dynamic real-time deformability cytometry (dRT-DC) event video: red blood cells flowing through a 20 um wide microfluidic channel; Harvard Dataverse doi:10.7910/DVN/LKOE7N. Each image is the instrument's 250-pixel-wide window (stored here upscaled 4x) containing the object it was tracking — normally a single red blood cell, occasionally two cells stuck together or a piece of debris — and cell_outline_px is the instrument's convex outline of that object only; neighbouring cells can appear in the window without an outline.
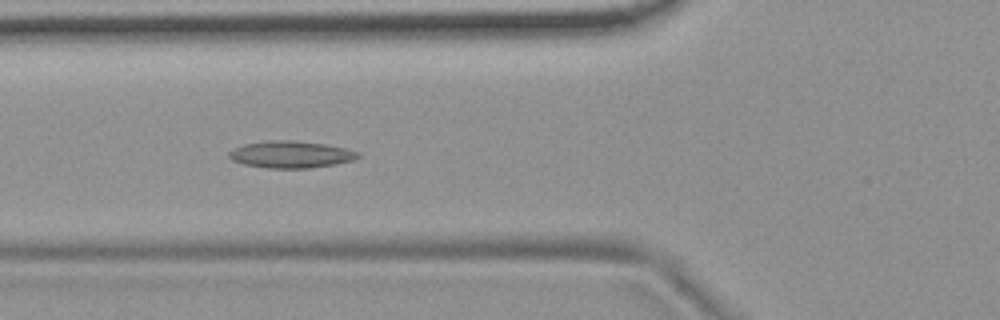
{"species": "common noctule bat (a hibernating species)", "species_latin": "Nyctalus noctula", "temperature_condition": "room temperature", "stored_images_in_passage": 46, "camera_frame_rate_fps": 3000, "um_per_image_px": 0.085, "animal": {"sex": "female", "body_mass_g": 19.9}, "frame": {"image": 1, "passage_image": 12, "time_ms": 3.667, "image_size_px": [1000, 320], "cell_outline_px": [[360, 156], [352, 160], [312, 168], [268, 168], [244, 164], [232, 160], [228, 156], [228, 152], [244, 144], [268, 140], [292, 140], [324, 144], [344, 148], [360, 152]], "centroid_in_image_um": [24.7, 13.12], "position_along_channel_um": 101.1, "area_um2": 20.06}}
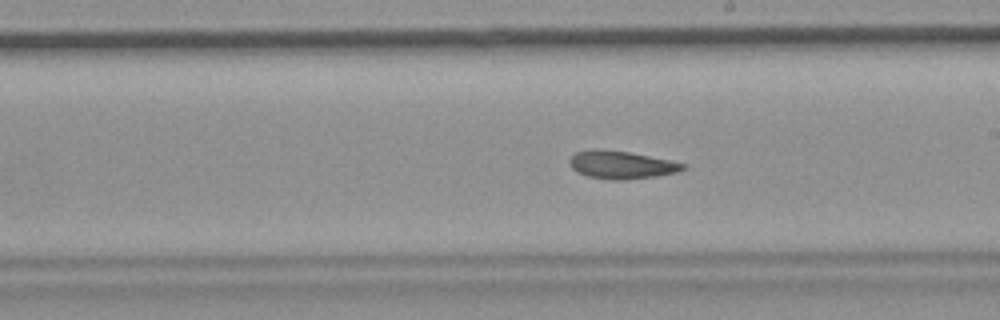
{"frame": {"image": 2, "passage_image": 23, "time_ms": 7.333, "image_size_px": [1000, 320], "cell_outline_px": [[688, 164], [684, 168], [676, 172], [656, 176], [624, 180], [612, 180], [588, 176], [576, 172], [568, 164], [568, 160], [576, 152], [592, 148], [600, 148], [628, 152], [672, 160]], "centroid_in_image_um": [52.78, 14.0], "position_along_channel_um": 236.2, "area_um2": 18.61}}
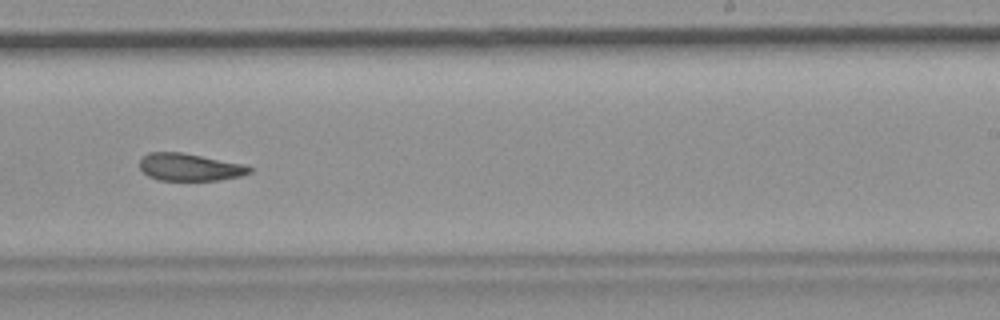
{"frame": {"image": 3, "passage_image": 26, "time_ms": 8.333, "image_size_px": [1000, 320], "cell_outline_px": [[252, 172], [240, 176], [220, 180], [156, 180], [148, 176], [140, 168], [140, 160], [148, 152], [180, 152], [244, 164], [252, 168]], "centroid_in_image_um": [16.12, 14.21], "position_along_channel_um": 272.9, "area_um2": 17.46}, "authors_computed_cell_mechanics": {"area_um2": 18.8139, "velocity_mm_per_s": 3.6945, "shape_relaxation_time_tau1_ms": null, "shape_relaxation_time_tau2_ms": 6.6366, "deformation_change_tau1": null, "deformation_change_tau2": 0.1496}}